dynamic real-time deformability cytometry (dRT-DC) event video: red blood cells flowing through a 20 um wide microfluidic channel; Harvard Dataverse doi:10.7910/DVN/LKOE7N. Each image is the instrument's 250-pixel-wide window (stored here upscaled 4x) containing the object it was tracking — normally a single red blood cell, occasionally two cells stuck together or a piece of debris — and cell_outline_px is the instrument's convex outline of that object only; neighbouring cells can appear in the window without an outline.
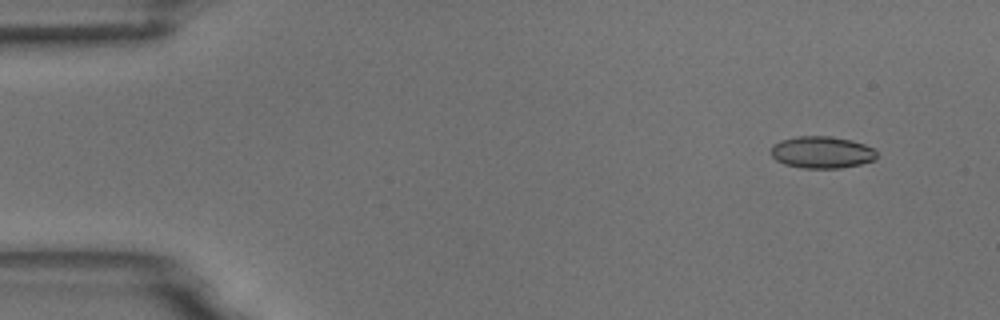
{"species": "common noctule bat (a hibernating species)", "species_latin": "Nyctalus noctula", "temperature_condition": "room temperature", "stored_images_in_passage": 5, "camera_frame_rate_fps": 3000, "um_per_image_px": 0.085, "animal": {"sex": "male", "body_mass_g": 18.8}, "frame": {"image": 1, "passage_image": 2, "time_ms": 0.333, "image_size_px": [1000, 320], "cell_outline_px": [[876, 160], [860, 164], [840, 168], [804, 168], [784, 164], [776, 160], [768, 152], [772, 144], [780, 140], [796, 136], [832, 136], [852, 140], [864, 144], [872, 148], [876, 152]], "centroid_in_image_um": [69.81, 12.93], "position_along_channel_um": 15.2, "area_um2": 19.94}}
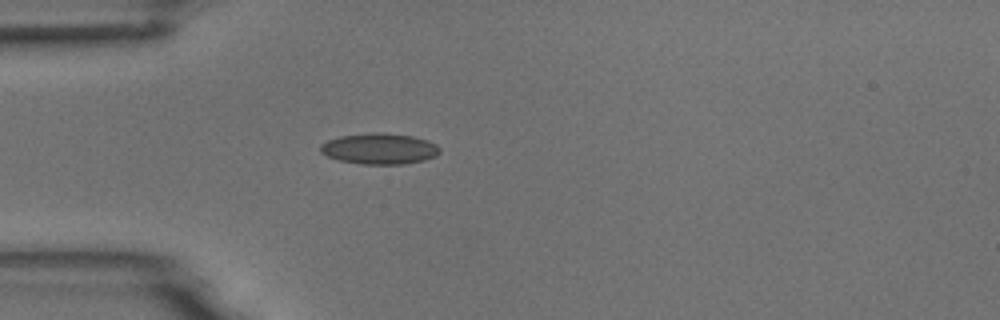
{"frame": {"image": 2, "passage_image": 5, "time_ms": 1.333, "image_size_px": [1000, 320], "cell_outline_px": [[440, 152], [436, 156], [424, 160], [404, 164], [360, 164], [340, 160], [328, 156], [320, 152], [320, 144], [328, 140], [340, 136], [372, 132], [384, 132], [412, 136], [428, 140], [436, 144], [440, 148]], "centroid_in_image_um": [32.27, 12.63], "position_along_channel_um": 52.7, "area_um2": 21.62}}